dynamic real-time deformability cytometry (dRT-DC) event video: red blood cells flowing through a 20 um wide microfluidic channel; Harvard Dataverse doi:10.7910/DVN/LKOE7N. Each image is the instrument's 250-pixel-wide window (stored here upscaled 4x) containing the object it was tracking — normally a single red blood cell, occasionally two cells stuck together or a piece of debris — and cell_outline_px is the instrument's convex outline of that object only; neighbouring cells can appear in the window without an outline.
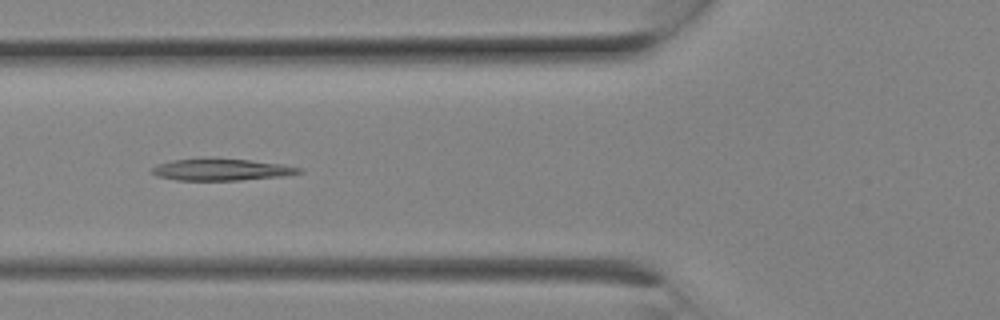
{"species": "Egyptian fruit bat (a non-hibernating species)", "species_latin": "Rousettus aegyptiacus", "temperature_condition": "room temperature", "stored_images_in_passage": 6, "camera_frame_rate_fps": 3000, "um_per_image_px": 0.085, "animal": {"sex": "female"}, "frame": {"image": 1, "passage_image": 5, "time_ms": 1.333, "image_size_px": [1000, 320], "cell_outline_px": [[304, 172], [284, 176], [240, 180], [176, 180], [156, 176], [152, 172], [152, 168], [156, 164], [172, 160], [248, 160], [280, 164], [304, 168]], "centroid_in_image_um": [18.86, 14.45], "position_along_channel_um": 106.9, "area_um2": 18.09}}
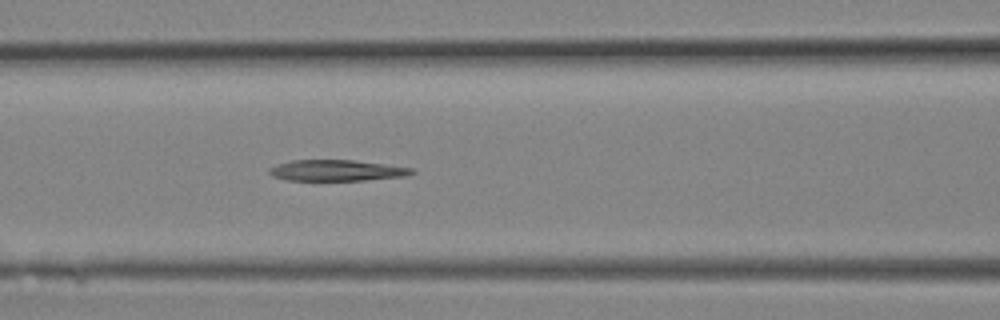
{"frame": {"image": 2, "passage_image": 6, "time_ms": 1.667, "image_size_px": [1000, 320], "cell_outline_px": [[416, 172], [408, 176], [364, 180], [288, 180], [272, 176], [268, 172], [268, 168], [276, 164], [292, 160], [352, 160], [384, 164], [412, 168]], "centroid_in_image_um": [28.6, 14.48], "position_along_channel_um": 138.0, "area_um2": 17.46}}